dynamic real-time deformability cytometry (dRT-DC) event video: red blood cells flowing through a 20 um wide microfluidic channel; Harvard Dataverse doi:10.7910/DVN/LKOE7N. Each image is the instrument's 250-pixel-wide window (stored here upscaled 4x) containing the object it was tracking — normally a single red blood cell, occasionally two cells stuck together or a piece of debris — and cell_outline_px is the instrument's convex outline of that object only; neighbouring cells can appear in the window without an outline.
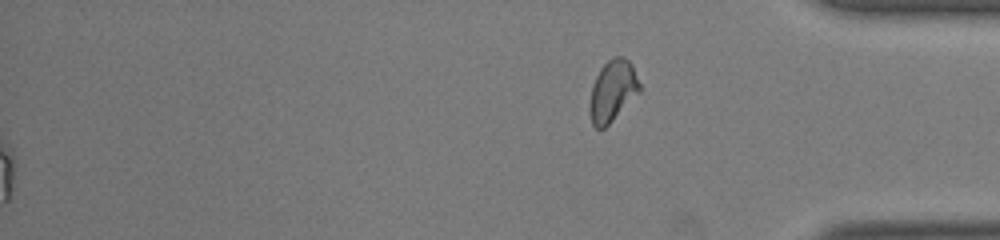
{"species": "common noctule bat (a hibernating species)", "species_latin": "Nyctalus noctula", "temperature_condition": "room temperature", "stored_images_in_passage": 50, "segment_of_instrument_passage": [2, 2], "camera_frame_rate_fps": 3000, "um_per_image_px": 0.085, "animal": {"sex": "male", "body_mass_g": 19.0, "forearm_length_mm": 50.8}, "frame": {"image": 1, "passage_image": 50, "time_ms": 16.333, "image_size_px": [1000, 240], "cell_outline_px": [[640, 92], [604, 128], [596, 128], [592, 124], [588, 104], [592, 84], [600, 68], [612, 56], [620, 56], [628, 60], [632, 64], [640, 84]], "centroid_in_image_um": [52.05, 7.7], "position_along_channel_um": 383.1, "area_um2": 17.8}}